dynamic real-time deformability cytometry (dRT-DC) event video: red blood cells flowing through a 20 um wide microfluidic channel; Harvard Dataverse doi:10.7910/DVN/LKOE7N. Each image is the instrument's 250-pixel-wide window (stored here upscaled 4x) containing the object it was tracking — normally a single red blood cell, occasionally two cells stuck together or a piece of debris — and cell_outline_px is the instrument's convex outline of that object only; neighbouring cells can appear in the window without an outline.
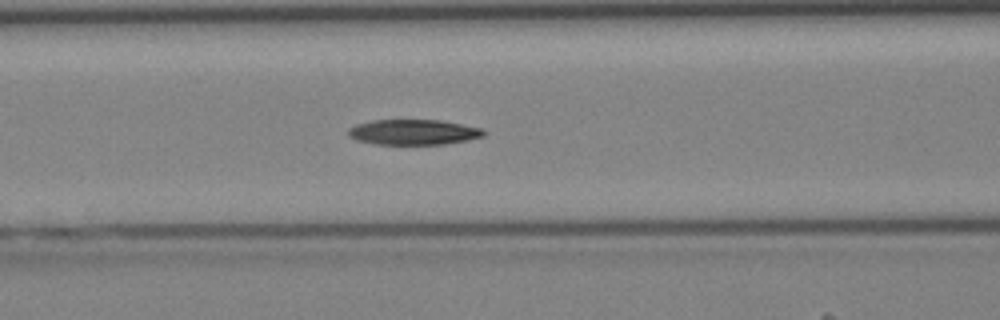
{"species": "Egyptian fruit bat (a non-hibernating species)", "species_latin": "Rousettus aegyptiacus", "temperature_condition": "cold", "stored_images_in_passage": 29, "camera_frame_rate_fps": 3000, "um_per_image_px": 0.085, "animal": {"sex": "female"}, "frame": {"image": 1, "passage_image": 8, "time_ms": 2.333, "image_size_px": [1000, 320], "cell_outline_px": [[484, 136], [468, 140], [444, 144], [376, 144], [356, 140], [348, 136], [348, 128], [356, 124], [372, 120], [440, 120], [484, 128]], "centroid_in_image_um": [35.14, 11.23], "position_along_channel_um": 131.5, "area_um2": 20.06}}
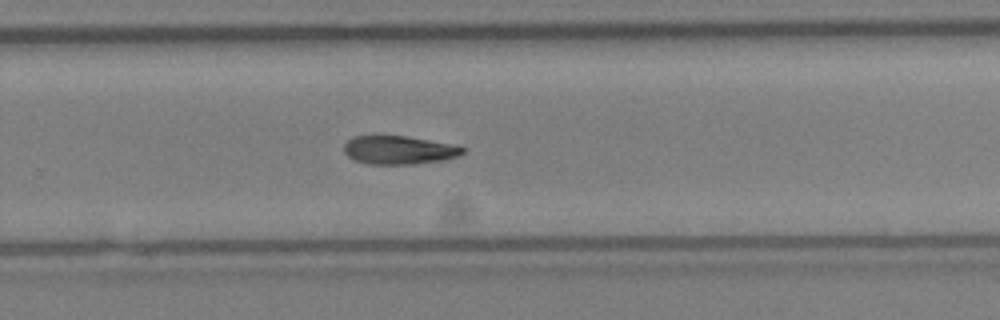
{"frame": {"image": 2, "passage_image": 18, "time_ms": 5.667, "image_size_px": [1000, 320], "cell_outline_px": [[468, 148], [464, 152], [456, 156], [444, 160], [412, 164], [372, 164], [356, 160], [348, 156], [344, 152], [344, 144], [352, 136], [404, 136], [456, 144]], "centroid_in_image_um": [33.95, 12.74], "position_along_channel_um": 295.8, "area_um2": 19.65}}
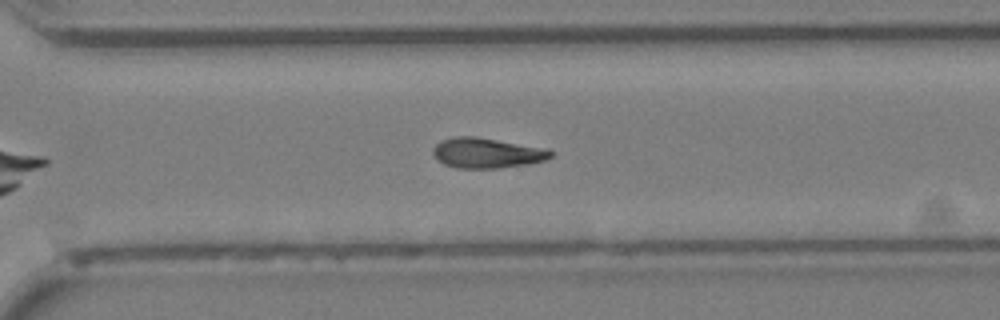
{"frame": {"image": 3, "passage_image": 20, "time_ms": 6.333, "image_size_px": [1000, 320], "cell_outline_px": [[552, 156], [544, 160], [532, 164], [496, 168], [456, 168], [444, 164], [436, 160], [432, 152], [432, 148], [440, 140], [456, 136], [476, 136], [548, 148], [552, 152]], "centroid_in_image_um": [41.37, 13.0], "position_along_channel_um": 329.2, "area_um2": 21.04}}